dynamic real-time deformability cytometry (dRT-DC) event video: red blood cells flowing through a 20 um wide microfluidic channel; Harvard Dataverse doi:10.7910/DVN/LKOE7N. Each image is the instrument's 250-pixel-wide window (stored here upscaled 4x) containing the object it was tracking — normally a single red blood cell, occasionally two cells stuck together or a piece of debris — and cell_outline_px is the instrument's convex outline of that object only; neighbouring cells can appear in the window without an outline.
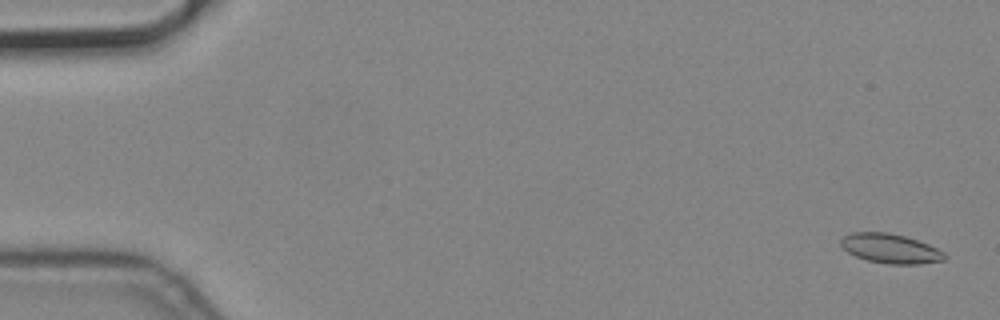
{"species": "common noctule bat (a hibernating species)", "species_latin": "Nyctalus noctula", "temperature_condition": "cold", "stored_images_in_passage": 4, "camera_frame_rate_fps": 3000, "um_per_image_px": 0.085, "animal": {"sex": "male", "body_mass_g": 19.2, "forearm_length_mm": 51.8}, "frame": {"image": 1, "passage_image": 1, "time_ms": 0.0, "image_size_px": [1000, 320], "cell_outline_px": [[948, 256], [944, 260], [920, 264], [888, 264], [868, 260], [856, 256], [848, 252], [840, 244], [840, 240], [844, 236], [852, 232], [888, 232], [904, 236], [928, 244], [944, 252]], "centroid_in_image_um": [75.69, 21.12], "position_along_channel_um": 9.3, "area_um2": 17.74}}
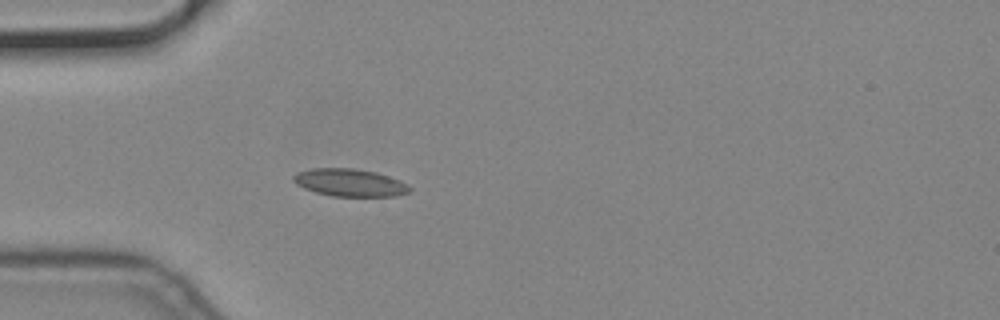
{"frame": {"image": 2, "passage_image": 4, "time_ms": 1.0, "image_size_px": [1000, 320], "cell_outline_px": [[412, 188], [408, 192], [396, 196], [332, 196], [316, 192], [304, 188], [296, 184], [292, 180], [292, 176], [296, 172], [312, 168], [352, 168], [376, 172], [400, 180], [408, 184]], "centroid_in_image_um": [29.72, 15.52], "position_along_channel_um": 55.3, "area_um2": 18.73}}